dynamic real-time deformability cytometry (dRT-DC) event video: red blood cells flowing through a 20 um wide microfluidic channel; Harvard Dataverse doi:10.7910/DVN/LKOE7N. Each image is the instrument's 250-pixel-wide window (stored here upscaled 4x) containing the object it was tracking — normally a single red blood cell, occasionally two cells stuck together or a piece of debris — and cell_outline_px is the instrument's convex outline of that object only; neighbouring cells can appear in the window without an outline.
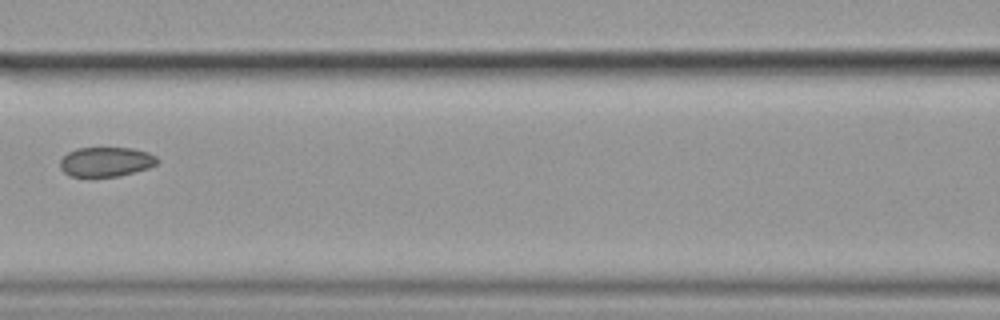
{"species": "common noctule bat (a hibernating species)", "species_latin": "Nyctalus noctula", "temperature_condition": "cold", "stored_images_in_passage": 15, "camera_frame_rate_fps": 3000, "um_per_image_px": 0.085, "animal": {"sex": "female", "body_mass_g": 19.9}, "frame": {"image": 1, "passage_image": 7, "time_ms": 2.0, "image_size_px": [1000, 320], "cell_outline_px": [[160, 160], [156, 164], [148, 168], [116, 176], [68, 176], [60, 168], [60, 160], [68, 152], [76, 148], [132, 148], [148, 152], [156, 156]], "centroid_in_image_um": [9.0, 13.74], "position_along_channel_um": 157.6, "area_um2": 16.65}}
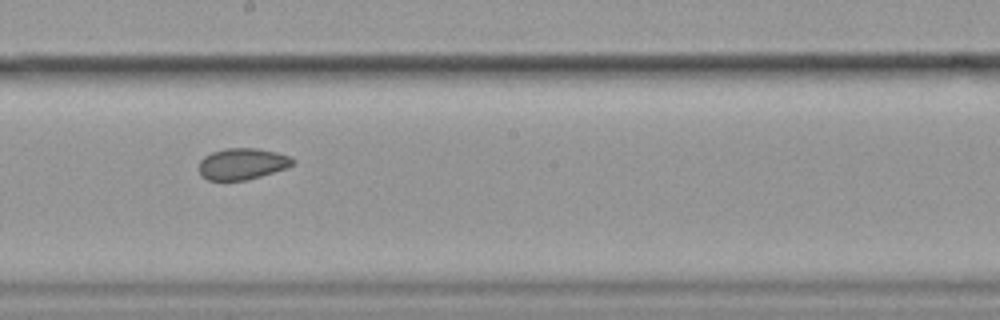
{"frame": {"image": 2, "passage_image": 9, "time_ms": 2.667, "image_size_px": [1000, 320], "cell_outline_px": [[296, 160], [288, 168], [260, 176], [244, 180], [208, 180], [200, 176], [200, 160], [204, 156], [212, 152], [224, 148], [256, 148], [276, 152], [288, 156]], "centroid_in_image_um": [20.58, 13.92], "position_along_channel_um": 227.6, "area_um2": 17.11}}